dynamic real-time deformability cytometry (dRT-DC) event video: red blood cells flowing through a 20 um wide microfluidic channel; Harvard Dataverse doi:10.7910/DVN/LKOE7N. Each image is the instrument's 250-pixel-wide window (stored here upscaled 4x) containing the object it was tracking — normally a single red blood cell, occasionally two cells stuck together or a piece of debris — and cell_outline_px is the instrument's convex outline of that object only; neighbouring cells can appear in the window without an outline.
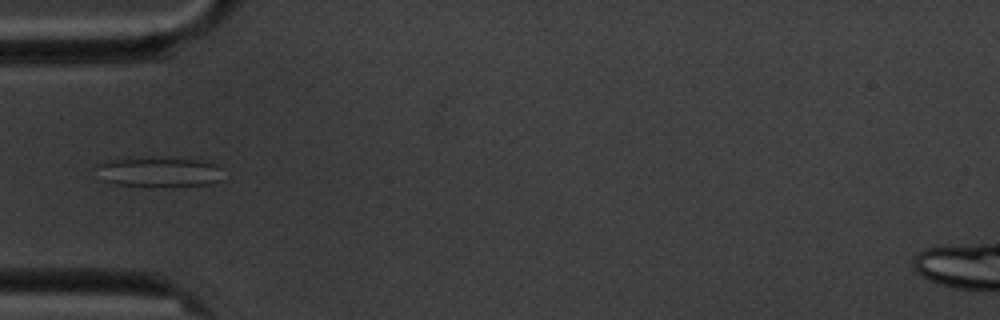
{"species": "common noctule bat (a hibernating species)", "species_latin": "Nyctalus noctula", "temperature_condition": "cold", "stored_images_in_passage": 11, "camera_frame_rate_fps": 3000, "um_per_image_px": 0.085, "animal": {"sex": "male", "body_mass_g": 20.1, "forearm_length_mm": 53.5}, "frame": {"image": 1, "passage_image": 5, "time_ms": 5.333, "image_size_px": [1000, 320], "cell_outline_px": [[224, 180], [212, 184], [164, 188], [152, 188], [116, 184], [100, 180], [96, 164], [104, 160], [120, 156], [152, 156], [208, 160], [216, 164], [220, 168]], "centroid_in_image_um": [13.49, 14.6], "position_along_channel_um": 71.5, "area_um2": 24.16}}
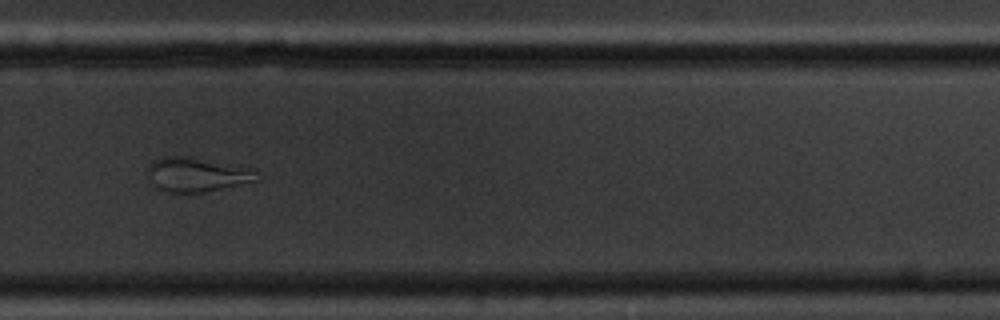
{"frame": {"image": 2, "passage_image": 11, "time_ms": 12.333, "image_size_px": [1000, 320], "cell_outline_px": [[260, 180], [204, 192], [168, 192], [160, 188], [156, 184], [148, 168], [148, 164], [152, 160], [160, 156], [188, 156], [248, 168], [256, 172]], "centroid_in_image_um": [16.75, 14.82], "position_along_channel_um": 313.0, "area_um2": 21.21}}